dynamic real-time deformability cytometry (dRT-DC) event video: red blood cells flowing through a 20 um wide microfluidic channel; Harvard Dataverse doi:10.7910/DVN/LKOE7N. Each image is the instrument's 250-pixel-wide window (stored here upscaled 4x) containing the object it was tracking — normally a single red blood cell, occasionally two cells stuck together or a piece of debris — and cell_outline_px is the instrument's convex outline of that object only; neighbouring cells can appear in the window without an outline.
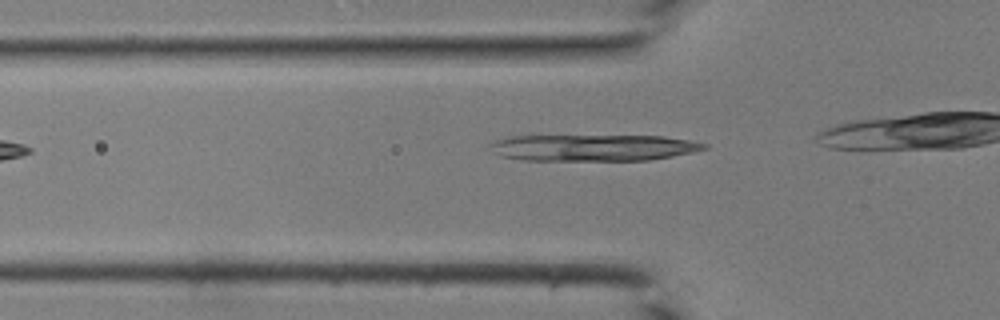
{"species": "common noctule bat (a hibernating species)", "species_latin": "Nyctalus noctula", "temperature_condition": "room temperature", "stored_images_in_passage": 9, "camera_frame_rate_fps": 3000, "um_per_image_px": 0.085, "animal": {"sex": "male", "body_mass_g": 19.0, "forearm_length_mm": 50.8}, "frame": {"image": 1, "passage_image": 3, "time_ms": 0.667, "image_size_px": [1000, 320], "cell_outline_px": [[708, 148], [692, 152], [672, 156], [648, 160], [524, 160], [500, 156], [492, 152], [488, 144], [492, 140], [512, 136], [664, 136], [688, 140], [708, 144]], "centroid_in_image_um": [50.37, 12.55], "position_along_channel_um": 75.4, "area_um2": 33.06}}
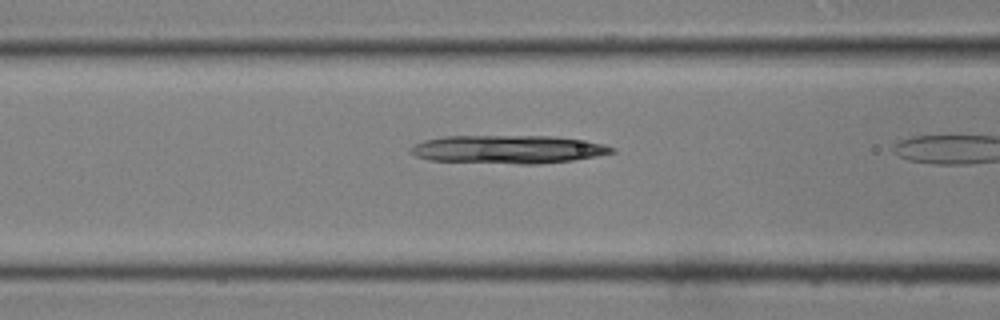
{"frame": {"image": 2, "passage_image": 6, "time_ms": 1.667, "image_size_px": [1000, 320], "cell_outline_px": [[616, 152], [596, 156], [572, 160], [536, 164], [520, 164], [428, 160], [416, 156], [408, 152], [408, 148], [424, 140], [444, 136], [548, 136], [584, 140], [604, 144], [616, 148]], "centroid_in_image_um": [43.17, 12.69], "position_along_channel_um": 123.4, "area_um2": 33.18}}